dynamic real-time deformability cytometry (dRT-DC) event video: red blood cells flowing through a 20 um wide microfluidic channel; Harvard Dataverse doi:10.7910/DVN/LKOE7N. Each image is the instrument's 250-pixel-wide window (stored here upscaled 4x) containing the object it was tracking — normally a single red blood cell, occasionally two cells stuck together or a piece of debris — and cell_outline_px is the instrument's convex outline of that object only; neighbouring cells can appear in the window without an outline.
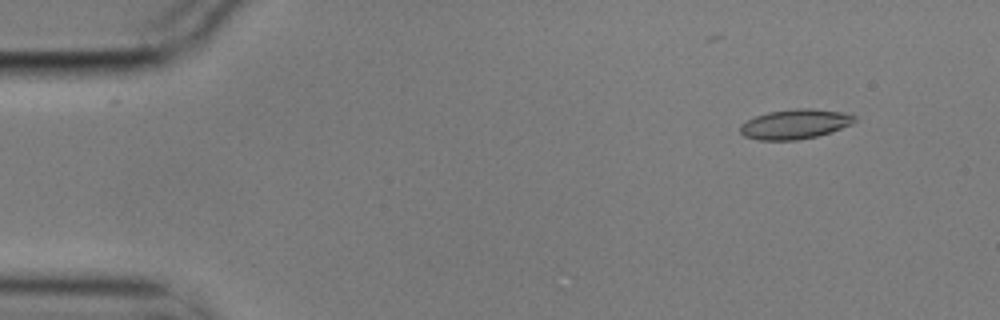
{"species": "common noctule bat (a hibernating species)", "species_latin": "Nyctalus noctula", "temperature_condition": "cold", "stored_images_in_passage": 4, "camera_frame_rate_fps": 3000, "um_per_image_px": 0.085, "animal": {"sex": "male", "body_mass_g": 17.9}, "frame": {"image": 1, "passage_image": 1, "time_ms": 0.0, "image_size_px": [1000, 320], "cell_outline_px": [[856, 120], [852, 124], [832, 132], [816, 136], [796, 140], [760, 140], [744, 136], [740, 132], [740, 124], [756, 116], [768, 112], [796, 108], [808, 108], [840, 112], [856, 116]], "centroid_in_image_um": [67.57, 10.55], "position_along_channel_um": 17.4, "area_um2": 19.71}}
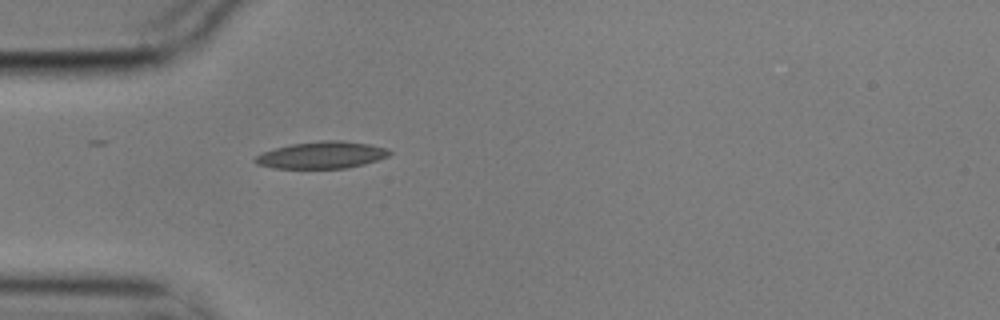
{"frame": {"image": 2, "passage_image": 4, "time_ms": 1.0, "image_size_px": [1000, 320], "cell_outline_px": [[392, 152], [388, 156], [364, 164], [348, 168], [276, 168], [256, 164], [252, 160], [256, 156], [264, 152], [276, 148], [292, 144], [320, 140], [340, 140], [368, 144], [388, 148]], "centroid_in_image_um": [27.36, 13.18], "position_along_channel_um": 57.6, "area_um2": 20.98}}